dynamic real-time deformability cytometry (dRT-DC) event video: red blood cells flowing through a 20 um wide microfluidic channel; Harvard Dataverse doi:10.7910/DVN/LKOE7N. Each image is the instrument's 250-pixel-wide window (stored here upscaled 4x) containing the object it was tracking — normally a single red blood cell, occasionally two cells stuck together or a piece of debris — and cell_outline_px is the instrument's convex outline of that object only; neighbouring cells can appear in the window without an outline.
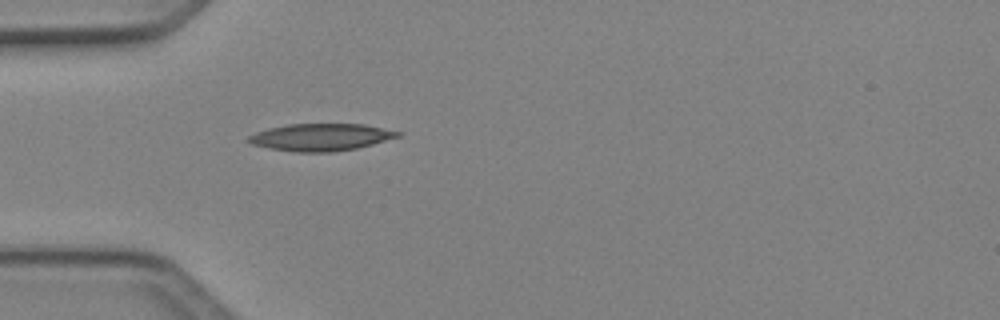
{"species": "Egyptian fruit bat (a non-hibernating species)", "species_latin": "Rousettus aegyptiacus", "temperature_condition": "cold", "stored_images_in_passage": 1, "camera_frame_rate_fps": 3000, "um_per_image_px": 0.085, "animal": {"sex": "female"}, "frame": {"image": 1, "passage_image": 1, "time_ms": 0.0, "image_size_px": [1000, 320], "cell_outline_px": [[400, 136], [372, 144], [356, 148], [332, 152], [296, 152], [272, 148], [252, 144], [244, 140], [248, 136], [256, 132], [268, 128], [288, 124], [364, 124], [400, 132]], "centroid_in_image_um": [27.23, 11.65], "position_along_channel_um": 57.8, "area_um2": 23.47}}